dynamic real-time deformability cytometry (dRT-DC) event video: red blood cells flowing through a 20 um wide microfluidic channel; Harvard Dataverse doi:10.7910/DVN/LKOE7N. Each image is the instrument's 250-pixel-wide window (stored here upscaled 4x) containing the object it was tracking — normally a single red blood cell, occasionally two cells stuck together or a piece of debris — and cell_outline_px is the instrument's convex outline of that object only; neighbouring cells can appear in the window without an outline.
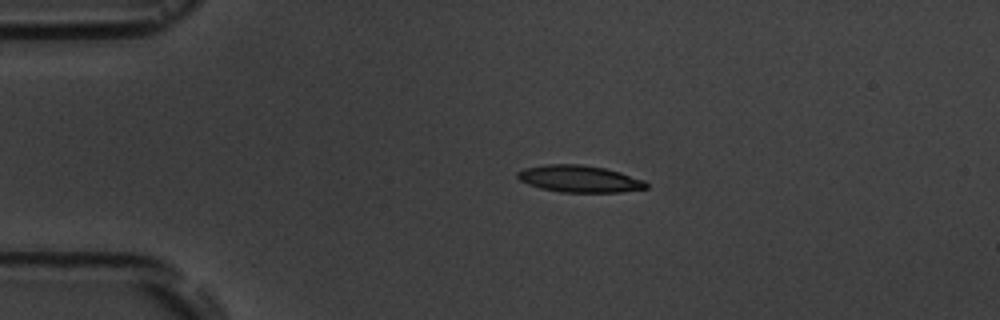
{"species": "common noctule bat (a hibernating species)", "species_latin": "Nyctalus noctula", "temperature_condition": "room temperature", "stored_images_in_passage": 2, "camera_frame_rate_fps": 3000, "um_per_image_px": 0.085, "animal": {"sex": "male", "body_mass_g": 19.5, "forearm_length_mm": 54.6}, "frame": {"image": 1, "passage_image": 1, "time_ms": 0.0, "image_size_px": [1000, 320], "cell_outline_px": [[648, 188], [620, 192], [560, 192], [540, 188], [528, 184], [520, 180], [516, 176], [516, 172], [524, 168], [548, 164], [580, 164], [604, 168], [620, 172], [644, 180], [648, 184]], "centroid_in_image_um": [49.24, 15.2], "position_along_channel_um": 35.8, "area_um2": 20.17}}